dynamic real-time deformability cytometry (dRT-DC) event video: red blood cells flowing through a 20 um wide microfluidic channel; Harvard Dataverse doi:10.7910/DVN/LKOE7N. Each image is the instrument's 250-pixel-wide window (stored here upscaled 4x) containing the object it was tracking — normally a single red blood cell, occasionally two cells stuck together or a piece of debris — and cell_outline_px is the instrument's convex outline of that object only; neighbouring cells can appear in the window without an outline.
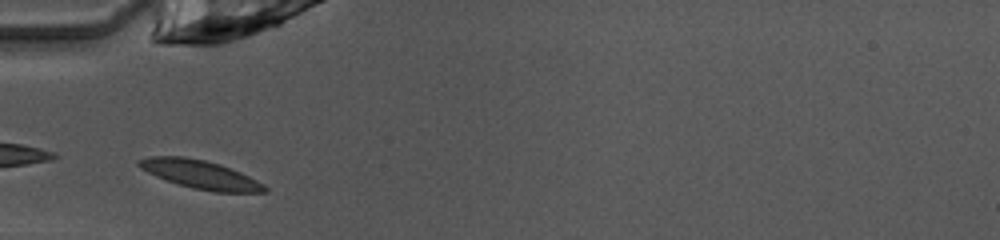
{"species": "common noctule bat (a hibernating species)", "species_latin": "Nyctalus noctula", "temperature_condition": "warm", "stored_images_in_passage": 23, "camera_frame_rate_fps": 3000, "um_per_image_px": 0.085, "animal": {"sex": "female", "body_mass_g": 10.0, "forearm_length_mm": 53.1}, "frame": {"image": 1, "passage_image": 1, "time_ms": 0.0, "image_size_px": [1000, 240], "cell_outline_px": [[268, 192], [212, 192], [180, 184], [156, 176], [140, 168], [136, 164], [136, 160], [148, 156], [184, 156], [204, 160], [220, 164], [232, 168], [264, 184], [268, 188]], "centroid_in_image_um": [17.02, 14.81], "position_along_channel_um": 68.0, "area_um2": 20.75}}
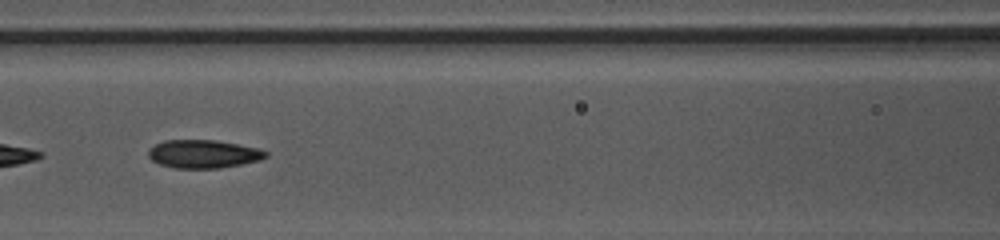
{"frame": {"image": 2, "passage_image": 7, "time_ms": 2.0, "image_size_px": [1000, 240], "cell_outline_px": [[268, 156], [260, 160], [220, 168], [176, 168], [160, 164], [152, 160], [148, 156], [148, 152], [156, 144], [164, 140], [216, 140], [260, 148], [268, 152]], "centroid_in_image_um": [17.32, 13.08], "position_along_channel_um": 149.3, "area_um2": 19.25}}
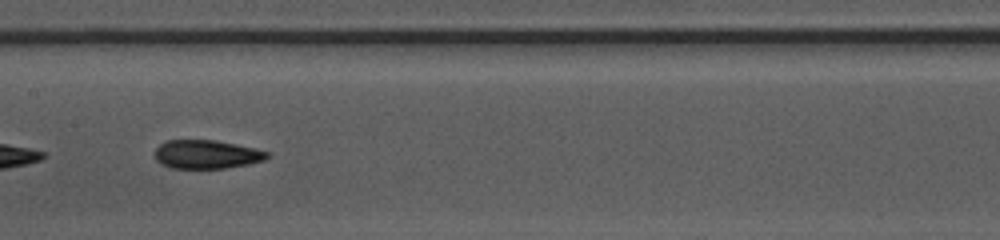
{"frame": {"image": 3, "passage_image": 10, "time_ms": 3.0, "image_size_px": [1000, 240], "cell_outline_px": [[272, 156], [264, 160], [248, 164], [228, 168], [172, 168], [160, 164], [156, 160], [156, 148], [160, 144], [168, 140], [216, 140], [256, 148], [272, 152]], "centroid_in_image_um": [17.62, 13.12], "position_along_channel_um": 189.8, "area_um2": 18.96}}